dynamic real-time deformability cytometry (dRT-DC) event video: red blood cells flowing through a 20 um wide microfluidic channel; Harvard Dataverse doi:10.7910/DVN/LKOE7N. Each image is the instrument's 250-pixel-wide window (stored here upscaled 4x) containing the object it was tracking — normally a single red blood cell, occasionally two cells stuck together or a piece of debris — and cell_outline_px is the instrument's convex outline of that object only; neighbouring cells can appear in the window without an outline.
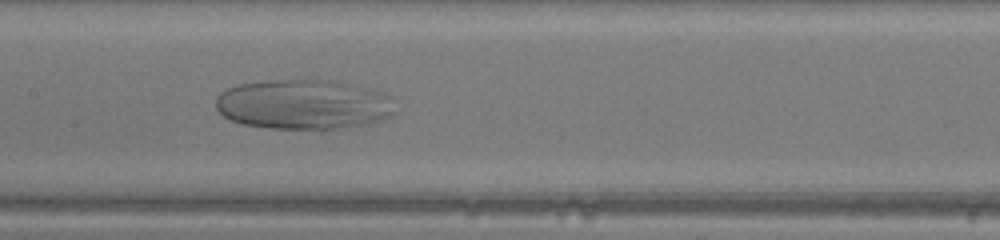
{"species": "human", "species_latin": "Homo sapiens", "temperature_condition": "warm", "stored_images_in_passage": 34, "camera_frame_rate_fps": 3000, "um_per_image_px": 0.085, "donor": {"sex": "male"}, "frame": {"image": 1, "passage_image": 15, "time_ms": 4.667, "image_size_px": [1000, 240], "cell_outline_px": [[396, 112], [388, 116], [376, 120], [360, 124], [320, 132], [268, 128], [244, 124], [232, 120], [224, 116], [216, 108], [216, 96], [220, 92], [228, 88], [240, 84], [276, 80], [328, 80], [368, 88], [384, 92], [388, 96]], "centroid_in_image_um": [25.76, 8.91], "position_along_channel_um": 181.6, "area_um2": 52.31}}
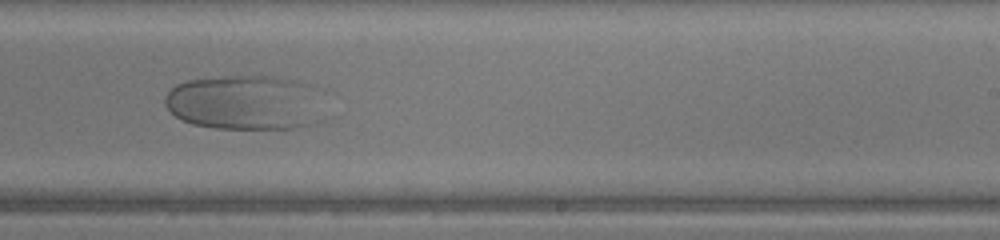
{"frame": {"image": 2, "passage_image": 21, "time_ms": 6.667, "image_size_px": [1000, 240], "cell_outline_px": [[324, 92], [308, 124], [292, 128], [216, 128], [192, 124], [176, 116], [164, 104], [164, 100], [168, 92], [176, 84], [188, 80], [228, 76], [276, 76], [296, 80], [312, 84], [324, 88]], "centroid_in_image_um": [20.8, 8.67], "position_along_channel_um": 268.2, "area_um2": 50.52}}
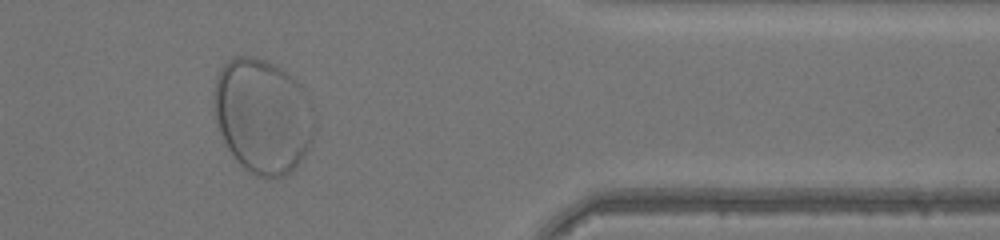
{"frame": {"image": 3, "passage_image": 31, "time_ms": 10.0, "image_size_px": [1000, 240], "cell_outline_px": [[312, 140], [300, 160], [284, 176], [256, 176], [248, 172], [236, 160], [228, 148], [216, 124], [216, 80], [220, 68], [228, 60], [236, 56], [252, 56], [276, 64], [296, 84]], "centroid_in_image_um": [22.17, 9.88], "position_along_channel_um": 389.2, "area_um2": 63.46}}